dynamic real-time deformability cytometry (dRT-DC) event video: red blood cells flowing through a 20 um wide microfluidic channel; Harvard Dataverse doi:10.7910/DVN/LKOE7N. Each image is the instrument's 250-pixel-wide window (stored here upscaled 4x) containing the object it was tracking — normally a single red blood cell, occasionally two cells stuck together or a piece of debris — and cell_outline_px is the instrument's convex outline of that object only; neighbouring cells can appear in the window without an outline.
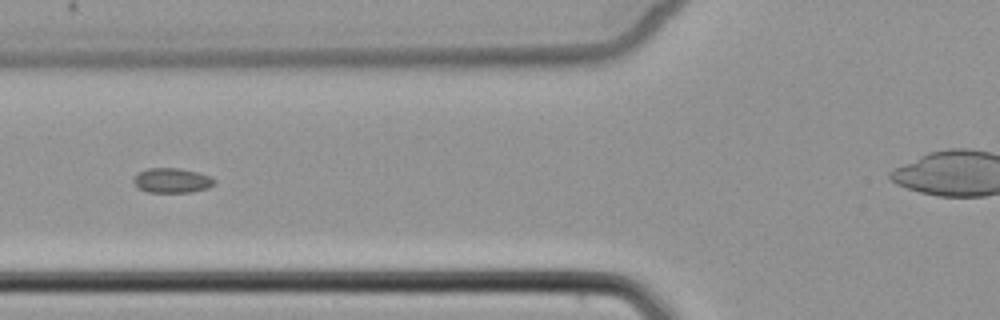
{"species": "common noctule bat (a hibernating species)", "species_latin": "Nyctalus noctula", "temperature_condition": "cold", "stored_images_in_passage": 6, "camera_frame_rate_fps": 3000, "um_per_image_px": 0.085, "animal": {"sex": "female", "body_mass_g": 22.7, "forearm_length_mm": 54.2}, "frame": {"image": 1, "passage_image": 6, "time_ms": 7.0, "image_size_px": [1000, 320], "cell_outline_px": [[216, 184], [208, 188], [192, 192], [148, 192], [136, 188], [132, 180], [140, 172], [148, 168], [180, 168], [196, 172], [208, 176], [216, 180]], "centroid_in_image_um": [14.61, 15.35], "position_along_channel_um": 111.2, "area_um2": 11.68}}